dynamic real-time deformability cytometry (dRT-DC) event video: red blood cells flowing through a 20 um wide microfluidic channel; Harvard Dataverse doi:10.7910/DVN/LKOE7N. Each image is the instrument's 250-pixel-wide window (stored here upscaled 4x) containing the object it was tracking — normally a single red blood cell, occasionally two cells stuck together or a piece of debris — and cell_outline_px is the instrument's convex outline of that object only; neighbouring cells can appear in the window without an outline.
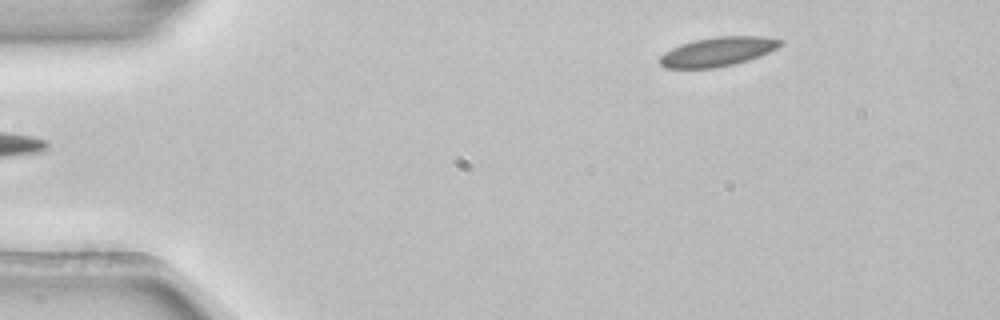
{"species": "common noctule bat (a hibernating species)", "species_latin": "Nyctalus noctula", "temperature_condition": "room temperature", "stored_images_in_passage": 3, "segment_of_instrument_passage": [2, 2], "camera_frame_rate_fps": 3000, "um_per_image_px": 0.085, "animal": {"sex": "female", "body_mass_g": 22.7, "forearm_length_mm": 54.2}, "frame": {"image": 1, "passage_image": 3, "time_ms": 0.667, "image_size_px": [1000, 320], "cell_outline_px": [[784, 44], [760, 56], [748, 60], [732, 64], [712, 68], [664, 68], [660, 64], [660, 56], [664, 52], [680, 44], [696, 40], [716, 36], [764, 36], [784, 40]], "centroid_in_image_um": [61.02, 4.38], "position_along_channel_um": 24.0, "area_um2": 20.46}}